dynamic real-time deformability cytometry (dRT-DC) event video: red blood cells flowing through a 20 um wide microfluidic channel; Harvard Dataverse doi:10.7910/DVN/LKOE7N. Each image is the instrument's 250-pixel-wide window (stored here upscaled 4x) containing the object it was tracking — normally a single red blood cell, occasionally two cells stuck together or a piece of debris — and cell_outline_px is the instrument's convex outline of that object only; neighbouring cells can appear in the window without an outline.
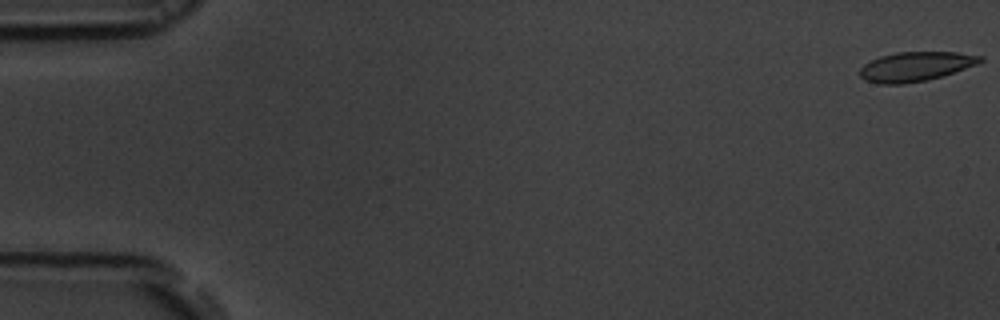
{"species": "common noctule bat (a hibernating species)", "species_latin": "Nyctalus noctula", "temperature_condition": "room temperature", "stored_images_in_passage": 11, "camera_frame_rate_fps": 3000, "um_per_image_px": 0.085, "animal": {"sex": "male", "body_mass_g": 19.5, "forearm_length_mm": 54.6}, "frame": {"image": 1, "passage_image": 1, "time_ms": 0.0, "image_size_px": [1000, 320], "cell_outline_px": [[984, 60], [980, 64], [928, 80], [904, 84], [880, 84], [864, 80], [860, 76], [860, 68], [864, 64], [880, 56], [896, 52], [956, 52], [984, 56]], "centroid_in_image_um": [77.85, 5.65], "position_along_channel_um": 7.1, "area_um2": 20.81}}